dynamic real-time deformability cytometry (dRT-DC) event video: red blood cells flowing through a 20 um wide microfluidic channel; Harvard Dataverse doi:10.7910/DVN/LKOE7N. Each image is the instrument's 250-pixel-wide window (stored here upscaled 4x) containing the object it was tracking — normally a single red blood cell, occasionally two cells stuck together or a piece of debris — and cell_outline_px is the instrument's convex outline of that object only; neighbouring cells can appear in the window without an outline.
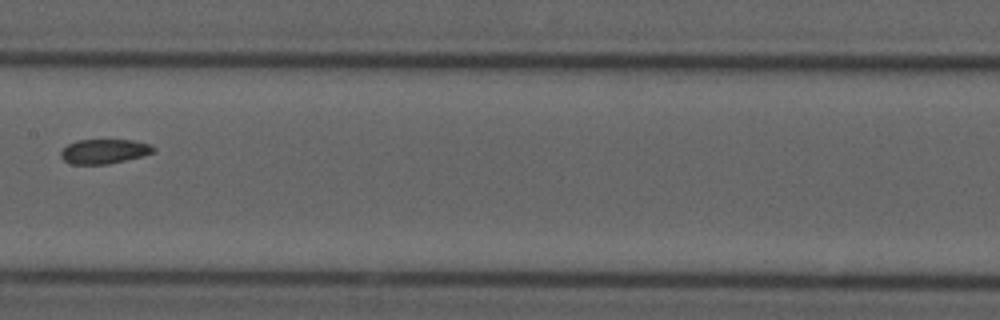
{"species": "common noctule bat (a hibernating species)", "species_latin": "Nyctalus noctula", "temperature_condition": "cold", "stored_images_in_passage": 11, "camera_frame_rate_fps": 3000, "um_per_image_px": 0.085, "animal": {"sex": "male", "forearm_length_mm": 52.5}, "frame": {"image": 1, "passage_image": 8, "time_ms": 9.333, "image_size_px": [1000, 320], "cell_outline_px": [[156, 152], [144, 156], [108, 164], [72, 164], [64, 160], [60, 156], [60, 152], [68, 144], [76, 140], [132, 140], [148, 144], [156, 148]], "centroid_in_image_um": [8.88, 12.87], "position_along_channel_um": 198.5, "area_um2": 13.29}}
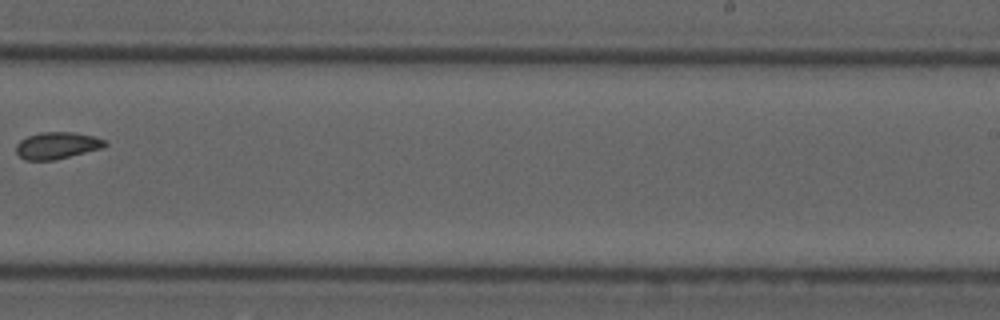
{"frame": {"image": 2, "passage_image": 10, "time_ms": 11.667, "image_size_px": [1000, 320], "cell_outline_px": [[108, 144], [104, 148], [52, 160], [24, 160], [16, 152], [16, 144], [20, 140], [28, 136], [40, 132], [76, 132], [92, 136], [104, 140]], "centroid_in_image_um": [4.84, 12.36], "position_along_channel_um": 284.2, "area_um2": 13.87}}
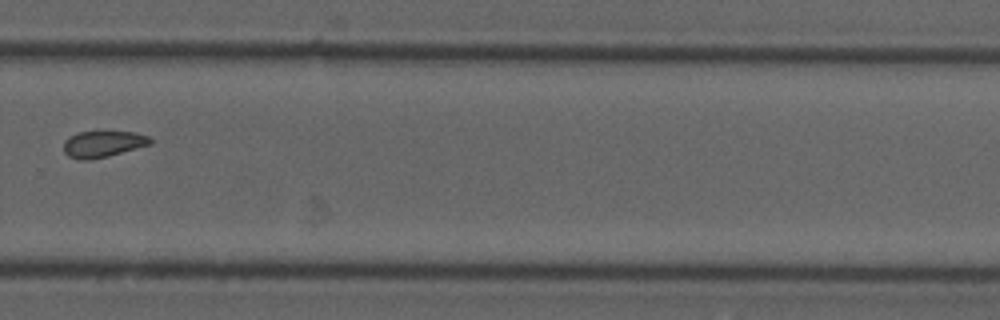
{"frame": {"image": 3, "passage_image": 11, "time_ms": 12.667, "image_size_px": [1000, 320], "cell_outline_px": [[152, 144], [108, 156], [88, 160], [76, 160], [68, 156], [64, 152], [64, 140], [68, 136], [80, 132], [100, 128], [136, 132], [148, 136], [152, 140]], "centroid_in_image_um": [8.74, 12.18], "position_along_channel_um": 321.1, "area_um2": 14.16}}